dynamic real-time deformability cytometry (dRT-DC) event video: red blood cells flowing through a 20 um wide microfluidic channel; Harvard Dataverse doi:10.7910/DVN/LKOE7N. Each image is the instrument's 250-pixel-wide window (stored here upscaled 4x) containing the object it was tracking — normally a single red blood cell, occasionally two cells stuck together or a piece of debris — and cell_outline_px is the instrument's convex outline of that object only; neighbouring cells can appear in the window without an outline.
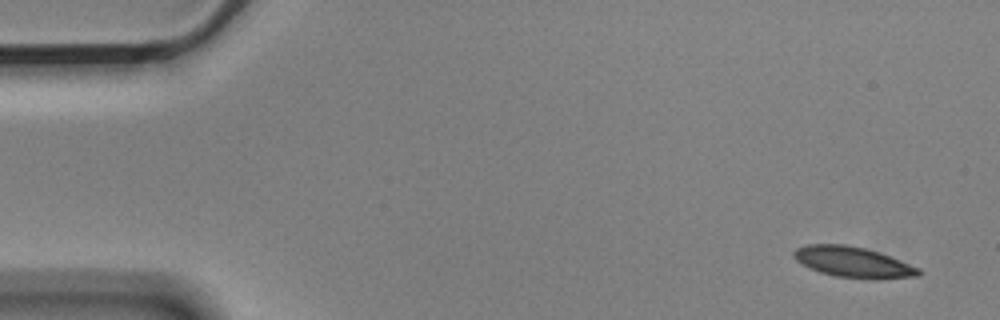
{"species": "Egyptian fruit bat (a non-hibernating species)", "species_latin": "Rousettus aegyptiacus", "temperature_condition": "cold", "stored_images_in_passage": 4, "camera_frame_rate_fps": 3000, "um_per_image_px": 0.085, "animal": {"sex": "male"}, "frame": {"image": 1, "passage_image": 1, "time_ms": 0.0, "image_size_px": [1000, 320], "cell_outline_px": [[920, 276], [880, 280], [872, 280], [836, 276], [820, 272], [796, 260], [792, 256], [792, 252], [796, 248], [808, 244], [844, 244], [864, 248], [888, 256], [920, 268]], "centroid_in_image_um": [72.52, 22.3], "position_along_channel_um": 12.5, "area_um2": 22.25}}